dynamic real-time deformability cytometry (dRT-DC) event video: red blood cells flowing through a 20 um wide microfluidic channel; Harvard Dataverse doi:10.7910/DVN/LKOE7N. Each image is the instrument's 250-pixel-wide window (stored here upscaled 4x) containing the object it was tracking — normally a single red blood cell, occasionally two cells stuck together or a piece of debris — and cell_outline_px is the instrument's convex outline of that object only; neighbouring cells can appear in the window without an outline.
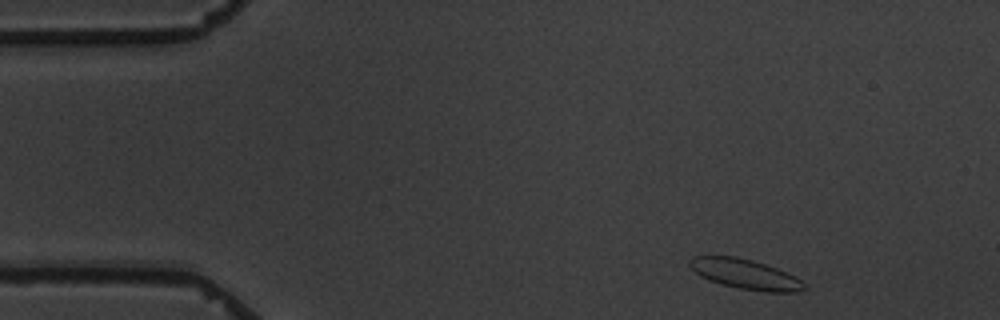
{"species": "common noctule bat (a hibernating species)", "species_latin": "Nyctalus noctula", "temperature_condition": "warm", "stored_images_in_passage": 4, "camera_frame_rate_fps": 3000, "um_per_image_px": 0.085, "animal": {"sex": "male", "body_mass_g": 19.5, "forearm_length_mm": 54.6}, "frame": {"image": 1, "passage_image": 1, "time_ms": 0.0, "image_size_px": [1000, 320], "cell_outline_px": [[808, 288], [796, 292], [764, 292], [740, 288], [720, 284], [708, 280], [700, 276], [688, 264], [688, 260], [692, 256], [736, 256], [752, 260], [776, 268], [800, 280]], "centroid_in_image_um": [63.3, 23.3], "position_along_channel_um": 21.7, "area_um2": 19.83}}
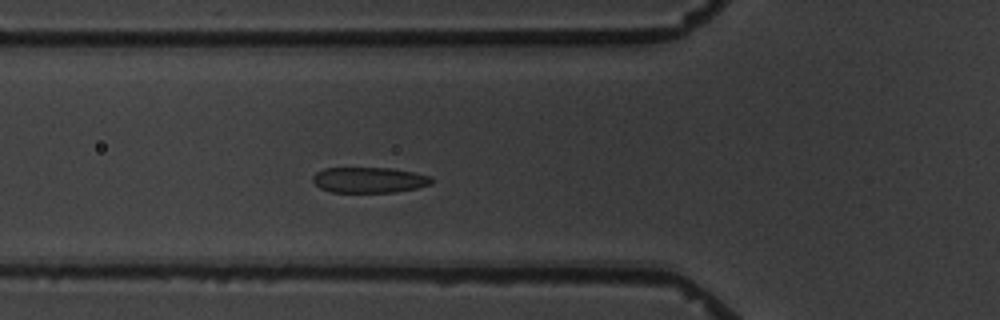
{"frame": {"image": 2, "passage_image": 4, "time_ms": 4.333, "image_size_px": [1000, 320], "cell_outline_px": [[432, 184], [416, 188], [396, 192], [332, 192], [320, 188], [312, 180], [312, 176], [316, 172], [324, 168], [392, 168], [432, 176]], "centroid_in_image_um": [31.38, 15.29], "position_along_channel_um": 94.4, "area_um2": 17.74}}